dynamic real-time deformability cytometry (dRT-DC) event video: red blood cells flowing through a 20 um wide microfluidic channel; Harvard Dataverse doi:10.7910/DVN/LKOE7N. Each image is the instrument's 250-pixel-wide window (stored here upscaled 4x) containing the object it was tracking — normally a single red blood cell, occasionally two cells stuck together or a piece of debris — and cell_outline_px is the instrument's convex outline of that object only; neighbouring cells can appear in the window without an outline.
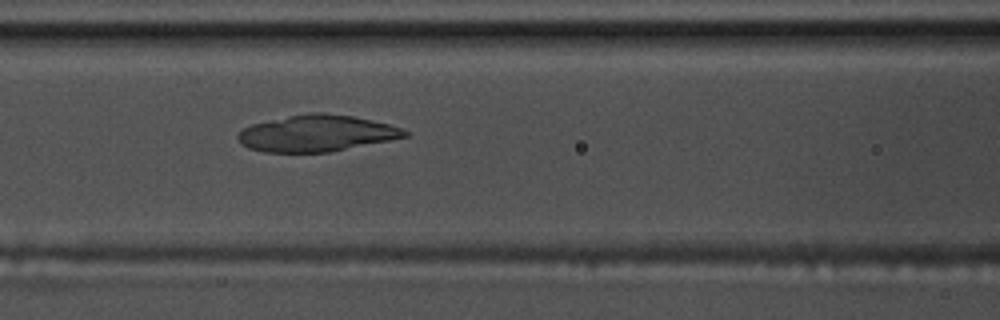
{"species": "common noctule bat (a hibernating species)", "species_latin": "Nyctalus noctula", "temperature_condition": "warm", "stored_images_in_passage": 37, "camera_frame_rate_fps": 3000, "um_per_image_px": 0.085, "animal": {"sex": "male", "body_mass_g": 17.5, "forearm_length_mm": 52.3}, "frame": {"image": 1, "passage_image": 9, "time_ms": 2.667, "image_size_px": [1000, 320], "cell_outline_px": [[408, 136], [328, 152], [264, 152], [248, 148], [240, 144], [236, 136], [244, 128], [252, 124], [288, 116], [312, 112], [324, 112], [352, 116], [372, 120], [388, 124], [400, 128], [408, 132]], "centroid_in_image_um": [26.87, 11.33], "position_along_channel_um": 139.7, "area_um2": 35.08}}
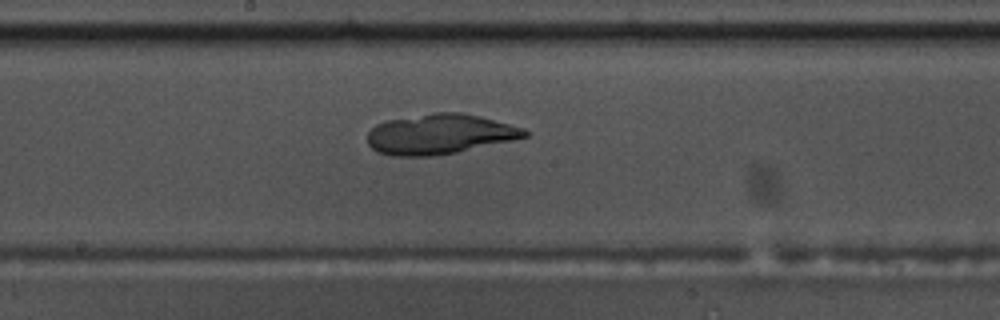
{"frame": {"image": 2, "passage_image": 15, "time_ms": 4.667, "image_size_px": [1000, 320], "cell_outline_px": [[528, 136], [516, 140], [436, 156], [392, 156], [376, 152], [368, 144], [368, 132], [376, 124], [384, 120], [436, 112], [464, 112], [480, 116], [524, 128], [528, 132]], "centroid_in_image_um": [37.37, 11.4], "position_along_channel_um": 210.8, "area_um2": 37.05}}
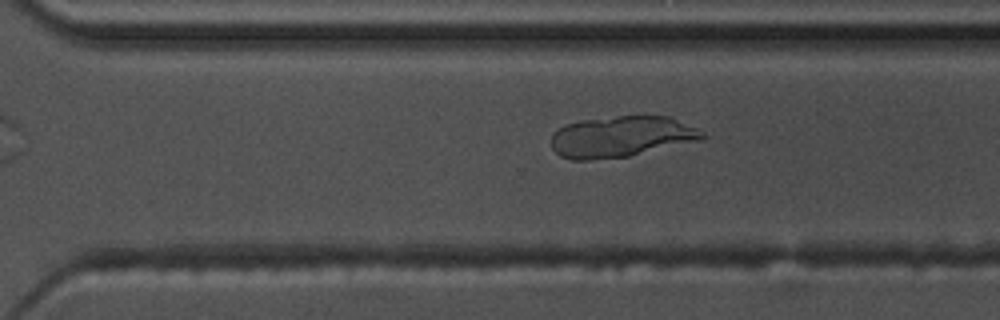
{"frame": {"image": 3, "passage_image": 24, "time_ms": 7.667, "image_size_px": [1000, 320], "cell_outline_px": [[708, 136], [700, 140], [628, 156], [588, 160], [572, 160], [560, 156], [552, 148], [552, 132], [564, 124], [580, 120], [616, 116], [668, 116], [696, 128], [704, 132]], "centroid_in_image_um": [52.77, 11.61], "position_along_channel_um": 317.8, "area_um2": 36.07}}